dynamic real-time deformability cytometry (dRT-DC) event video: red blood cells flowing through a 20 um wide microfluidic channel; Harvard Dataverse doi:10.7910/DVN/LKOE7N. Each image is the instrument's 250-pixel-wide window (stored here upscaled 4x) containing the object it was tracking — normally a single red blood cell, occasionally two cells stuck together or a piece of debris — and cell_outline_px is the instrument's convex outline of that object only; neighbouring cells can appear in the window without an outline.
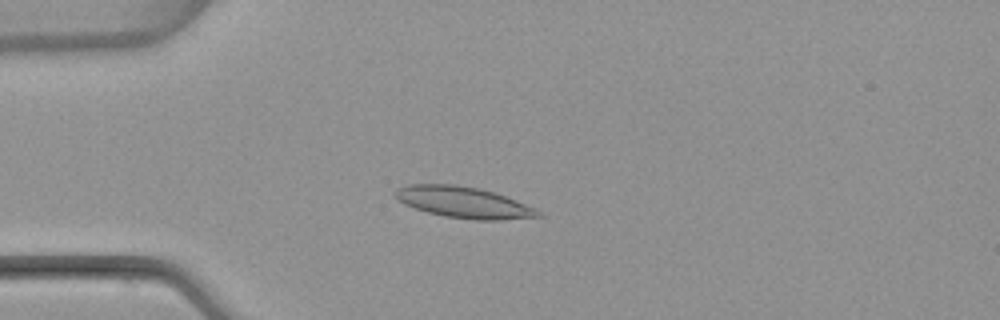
{"species": "common noctule bat (a hibernating species)", "species_latin": "Nyctalus noctula", "temperature_condition": "warm", "stored_images_in_passage": 4, "camera_frame_rate_fps": 3000, "um_per_image_px": 0.085, "animal": {"sex": "female", "body_mass_g": 22.7, "forearm_length_mm": 54.2}, "frame": {"image": 1, "passage_image": 2, "time_ms": 1.333, "image_size_px": [1000, 320], "cell_outline_px": [[544, 216], [500, 220], [472, 220], [444, 216], [428, 212], [404, 204], [392, 192], [396, 188], [408, 184], [456, 184], [480, 188], [516, 200], [536, 208]], "centroid_in_image_um": [39.4, 17.19], "position_along_channel_um": 45.6, "area_um2": 26.01}}
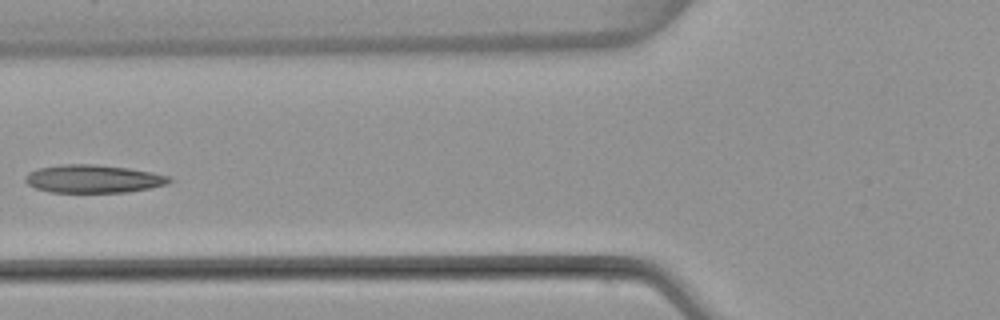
{"frame": {"image": 2, "passage_image": 4, "time_ms": 3.667, "image_size_px": [1000, 320], "cell_outline_px": [[172, 180], [168, 184], [128, 192], [52, 192], [36, 188], [28, 184], [24, 180], [24, 176], [28, 172], [40, 168], [60, 164], [96, 164], [128, 168], [152, 172], [172, 176]], "centroid_in_image_um": [7.94, 15.19], "position_along_channel_um": 117.9, "area_um2": 23.58}}